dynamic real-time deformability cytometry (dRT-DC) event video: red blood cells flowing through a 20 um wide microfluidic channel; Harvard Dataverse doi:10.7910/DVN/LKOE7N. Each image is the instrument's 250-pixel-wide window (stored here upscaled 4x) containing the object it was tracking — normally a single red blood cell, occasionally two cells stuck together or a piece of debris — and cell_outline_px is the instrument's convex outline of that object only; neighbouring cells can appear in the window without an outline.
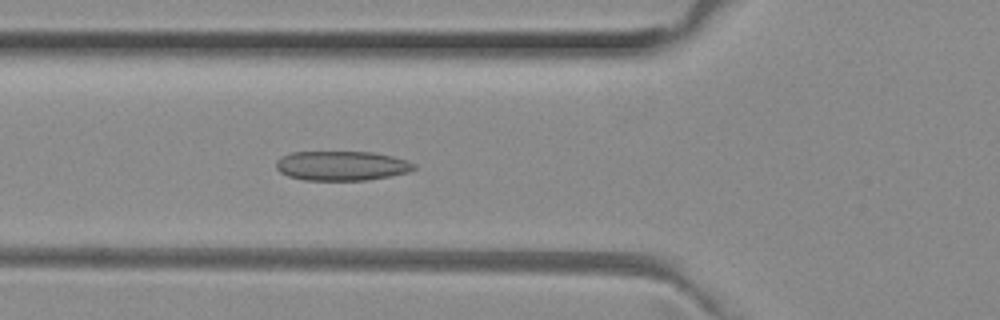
{"species": "common noctule bat (a hibernating species)", "species_latin": "Nyctalus noctula", "temperature_condition": "room temperature", "stored_images_in_passage": 51, "camera_frame_rate_fps": 3000, "um_per_image_px": 0.085, "animal": {"sex": "female", "body_mass_g": 29.2, "forearm_length_mm": 56.3}, "frame": {"image": 1, "passage_image": 18, "time_ms": 5.667, "image_size_px": [1000, 320], "cell_outline_px": [[416, 168], [408, 172], [392, 176], [368, 180], [304, 180], [288, 176], [280, 172], [276, 168], [276, 160], [280, 156], [292, 152], [372, 152], [392, 156], [408, 160], [416, 164]], "centroid_in_image_um": [29.05, 14.09], "position_along_channel_um": 96.7, "area_um2": 23.93}}
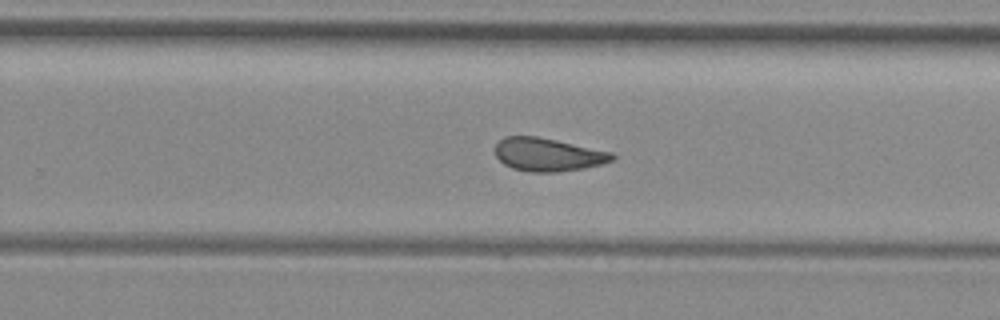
{"frame": {"image": 2, "passage_image": 32, "time_ms": 10.333, "image_size_px": [1000, 320], "cell_outline_px": [[616, 160], [584, 168], [556, 172], [532, 172], [512, 168], [504, 164], [496, 156], [496, 144], [504, 136], [536, 136], [556, 140], [612, 152], [616, 156]], "centroid_in_image_um": [46.59, 13.14], "position_along_channel_um": 283.2, "area_um2": 22.54}}
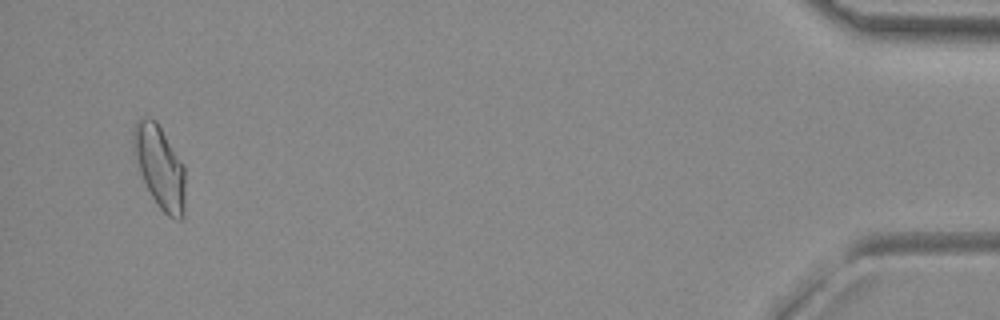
{"frame": {"image": 3, "passage_image": 49, "time_ms": 16.0, "image_size_px": [1000, 320], "cell_outline_px": [[184, 216], [180, 220], [176, 220], [168, 216], [156, 204], [140, 172], [132, 152], [132, 128], [136, 120], [140, 116], [152, 116], [156, 120], [184, 164]], "centroid_in_image_um": [13.54, 14.12], "position_along_channel_um": 421.7, "area_um2": 25.37}, "authors_computed_cell_mechanics": {"area_um2": 23.5824, "velocity_mm_per_s": 4.0015, "shape_relaxation_time_tau1_ms": null, "shape_relaxation_time_tau2_ms": 2.5966, "deformation_change_tau1": null, "deformation_change_tau2": 0.0982}}